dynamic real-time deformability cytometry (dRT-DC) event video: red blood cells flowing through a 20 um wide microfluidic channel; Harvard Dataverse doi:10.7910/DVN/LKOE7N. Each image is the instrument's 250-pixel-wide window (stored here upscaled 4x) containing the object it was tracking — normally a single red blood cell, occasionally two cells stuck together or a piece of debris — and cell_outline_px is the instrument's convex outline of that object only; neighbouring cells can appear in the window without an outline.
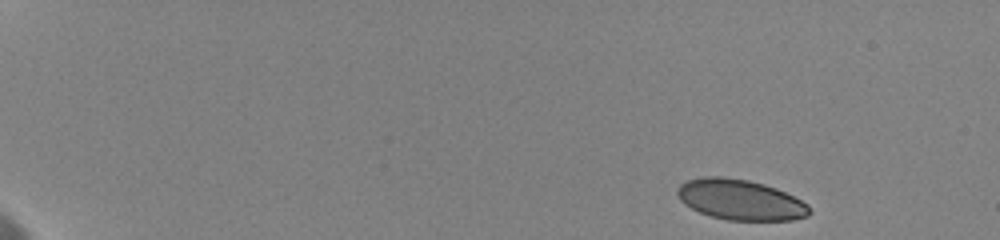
{"species": "human", "species_latin": "Homo sapiens", "temperature_condition": "cold", "stored_images_in_passage": 9, "camera_frame_rate_fps": 3000, "um_per_image_px": 0.085, "donor": {"sex": "female"}, "frame": {"image": 1, "passage_image": 1, "time_ms": 0.0, "image_size_px": [1000, 240], "cell_outline_px": [[812, 212], [808, 216], [792, 220], [728, 220], [712, 216], [700, 212], [684, 204], [680, 200], [676, 192], [676, 188], [680, 184], [688, 180], [704, 176], [720, 176], [748, 180], [764, 184], [776, 188], [808, 204]], "centroid_in_image_um": [62.92, 16.97], "position_along_channel_um": 22.1, "area_um2": 31.1}}
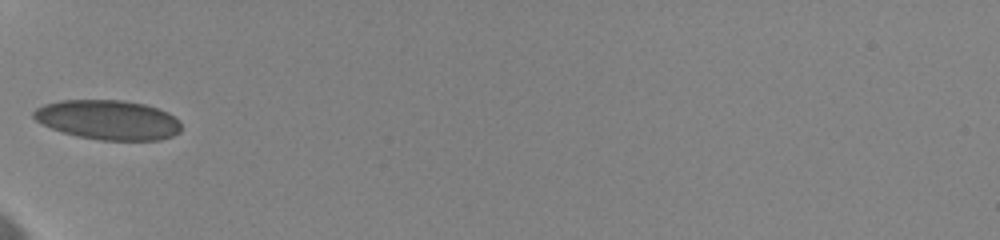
{"frame": {"image": 2, "passage_image": 6, "time_ms": 5.667, "image_size_px": [1000, 240], "cell_outline_px": [[180, 132], [172, 136], [160, 140], [100, 140], [76, 136], [52, 128], [36, 120], [32, 116], [32, 112], [36, 108], [44, 104], [60, 100], [124, 100], [144, 104], [168, 112], [180, 120]], "centroid_in_image_um": [9.2, 10.18], "position_along_channel_um": 75.8, "area_um2": 34.1}}